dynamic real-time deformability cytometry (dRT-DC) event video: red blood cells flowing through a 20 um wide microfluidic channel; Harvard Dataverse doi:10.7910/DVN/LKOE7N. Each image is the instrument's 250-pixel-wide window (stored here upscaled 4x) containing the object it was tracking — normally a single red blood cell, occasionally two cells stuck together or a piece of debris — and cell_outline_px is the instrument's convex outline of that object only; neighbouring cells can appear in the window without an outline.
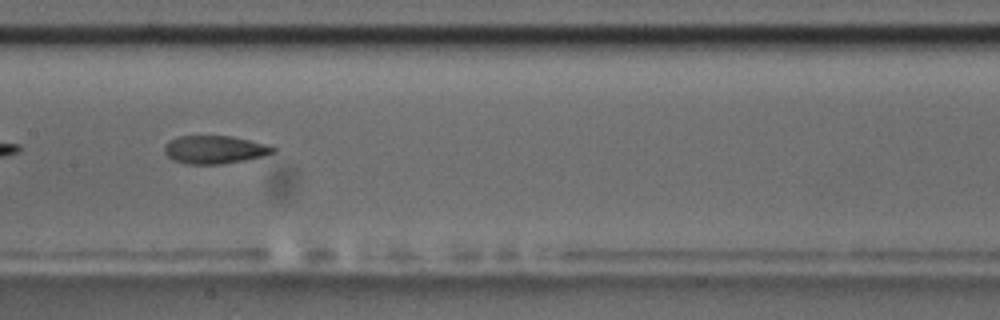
{"species": "common noctule bat (a hibernating species)", "species_latin": "Nyctalus noctula", "temperature_condition": "room temperature", "stored_images_in_passage": 22, "camera_frame_rate_fps": 3000, "um_per_image_px": 0.085, "animal": {"sex": "male", "body_mass_g": 17.5, "forearm_length_mm": 52.3}, "frame": {"image": 1, "passage_image": 13, "time_ms": 4.0, "image_size_px": [1000, 320], "cell_outline_px": [[276, 152], [264, 156], [244, 160], [220, 164], [188, 164], [172, 160], [164, 152], [164, 144], [168, 140], [180, 136], [232, 136], [264, 144], [276, 148]], "centroid_in_image_um": [18.21, 12.72], "position_along_channel_um": 189.2, "area_um2": 17.74}}
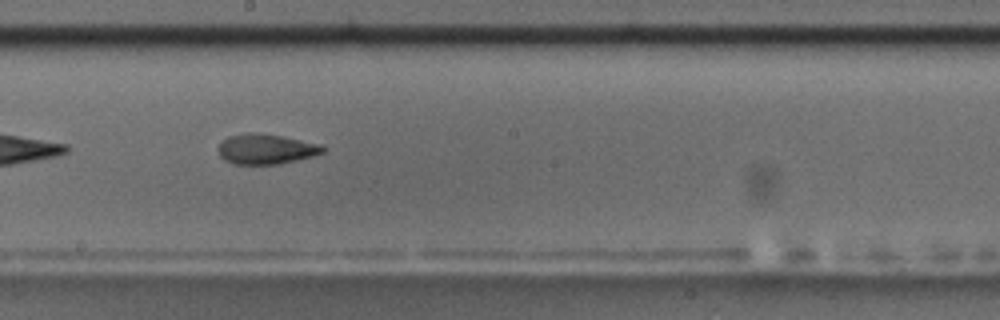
{"frame": {"image": 2, "passage_image": 16, "time_ms": 5.0, "image_size_px": [1000, 320], "cell_outline_px": [[324, 152], [312, 156], [280, 164], [236, 164], [224, 160], [220, 156], [216, 148], [228, 136], [252, 132], [280, 136], [320, 144], [324, 148]], "centroid_in_image_um": [22.57, 12.68], "position_along_channel_um": 225.6, "area_um2": 18.15}}